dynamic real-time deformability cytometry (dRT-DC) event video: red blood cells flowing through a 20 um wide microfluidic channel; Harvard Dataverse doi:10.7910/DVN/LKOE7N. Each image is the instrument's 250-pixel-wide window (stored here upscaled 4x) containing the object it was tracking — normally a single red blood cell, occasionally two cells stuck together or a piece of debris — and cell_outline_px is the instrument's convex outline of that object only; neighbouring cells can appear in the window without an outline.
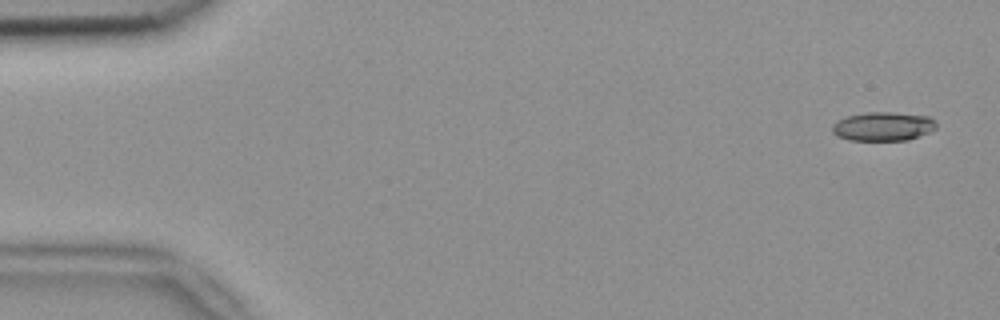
{"species": "common noctule bat (a hibernating species)", "species_latin": "Nyctalus noctula", "temperature_condition": "room temperature", "stored_images_in_passage": 3, "camera_frame_rate_fps": 3000, "um_per_image_px": 0.085, "animal": {"sex": "female", "body_mass_g": 18.4}, "frame": {"image": 1, "passage_image": 1, "time_ms": 0.0, "image_size_px": [1000, 320], "cell_outline_px": [[936, 128], [928, 132], [908, 140], [848, 140], [836, 136], [832, 132], [832, 124], [836, 120], [848, 116], [868, 112], [892, 112], [928, 116], [936, 120]], "centroid_in_image_um": [75.04, 10.74], "position_along_channel_um": 10.0, "area_um2": 17.57}}